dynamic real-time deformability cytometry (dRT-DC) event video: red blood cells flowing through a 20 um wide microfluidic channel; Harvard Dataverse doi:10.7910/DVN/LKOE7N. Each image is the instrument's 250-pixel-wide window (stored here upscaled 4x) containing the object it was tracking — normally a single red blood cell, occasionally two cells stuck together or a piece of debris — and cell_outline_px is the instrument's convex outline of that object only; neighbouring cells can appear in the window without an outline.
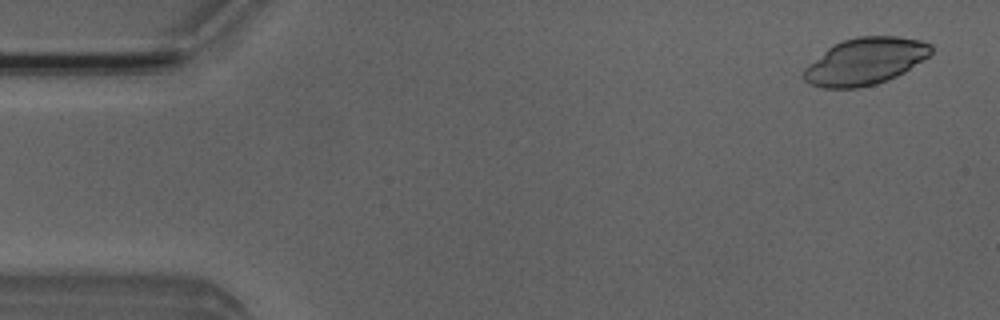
{"species": "Egyptian fruit bat (a non-hibernating species)", "species_latin": "Rousettus aegyptiacus", "temperature_condition": "room temperature", "stored_images_in_passage": 7, "camera_frame_rate_fps": 3000, "um_per_image_px": 0.085, "animal": {"sex": "male"}, "frame": {"image": 1, "passage_image": 1, "time_ms": 0.0, "image_size_px": [1000, 320], "cell_outline_px": [[932, 52], [928, 56], [904, 72], [888, 80], [876, 84], [860, 88], [824, 88], [812, 84], [804, 80], [800, 76], [804, 68], [808, 64], [828, 48], [844, 40], [856, 36], [896, 36], [920, 40], [932, 44]], "centroid_in_image_um": [73.52, 5.22], "position_along_channel_um": 11.5, "area_um2": 34.74}}